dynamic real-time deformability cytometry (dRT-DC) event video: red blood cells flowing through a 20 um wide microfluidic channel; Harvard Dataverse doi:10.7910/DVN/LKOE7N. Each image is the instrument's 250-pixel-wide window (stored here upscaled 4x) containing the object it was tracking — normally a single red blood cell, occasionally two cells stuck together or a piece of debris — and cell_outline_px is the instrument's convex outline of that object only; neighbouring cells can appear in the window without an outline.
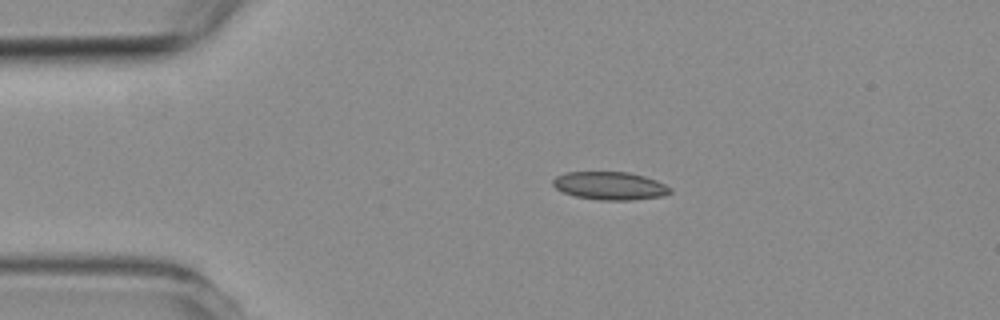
{"species": "common noctule bat (a hibernating species)", "species_latin": "Nyctalus noctula", "temperature_condition": "room temperature", "stored_images_in_passage": 2, "camera_frame_rate_fps": 3000, "um_per_image_px": 0.085, "animal": {"sex": "female", "body_mass_g": 19.3, "forearm_length_mm": 54.1}, "frame": {"image": 1, "passage_image": 1, "time_ms": 0.0, "image_size_px": [1000, 320], "cell_outline_px": [[672, 192], [660, 196], [632, 200], [600, 200], [576, 196], [564, 192], [556, 188], [552, 184], [552, 180], [556, 176], [564, 172], [628, 172], [644, 176], [656, 180], [672, 188]], "centroid_in_image_um": [51.83, 15.78], "position_along_channel_um": 33.2, "area_um2": 19.07}}